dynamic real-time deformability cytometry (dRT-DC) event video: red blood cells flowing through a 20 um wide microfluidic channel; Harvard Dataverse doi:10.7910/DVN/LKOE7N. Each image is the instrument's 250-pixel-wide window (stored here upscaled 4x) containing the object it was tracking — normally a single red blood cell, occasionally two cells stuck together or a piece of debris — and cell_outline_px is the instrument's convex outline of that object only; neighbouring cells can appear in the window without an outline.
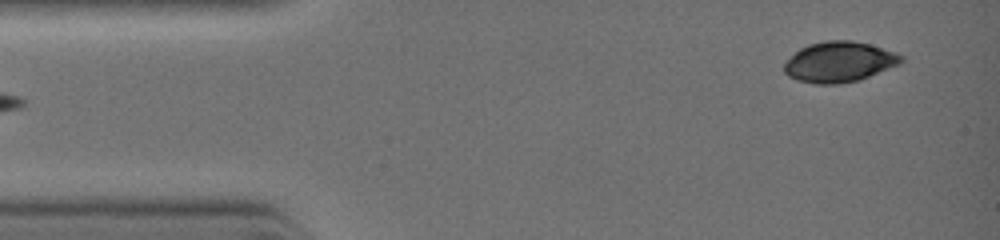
{"species": "common noctule bat (a hibernating species)", "species_latin": "Nyctalus noctula", "temperature_condition": "warm", "stored_images_in_passage": 9, "segment_of_instrument_passage": [2, 2], "camera_frame_rate_fps": 3000, "um_per_image_px": 0.085, "animal": {"sex": "female", "body_mass_g": 19.0, "forearm_length_mm": 51.5}, "frame": {"image": 1, "passage_image": 9, "time_ms": 3.333, "image_size_px": [1000, 240], "cell_outline_px": [[904, 60], [900, 64], [860, 80], [840, 84], [816, 84], [796, 80], [788, 76], [784, 72], [784, 64], [800, 48], [808, 44], [824, 40], [852, 40], [868, 44], [904, 56]], "centroid_in_image_um": [71.32, 5.27], "position_along_channel_um": 13.7, "area_um2": 27.57}}